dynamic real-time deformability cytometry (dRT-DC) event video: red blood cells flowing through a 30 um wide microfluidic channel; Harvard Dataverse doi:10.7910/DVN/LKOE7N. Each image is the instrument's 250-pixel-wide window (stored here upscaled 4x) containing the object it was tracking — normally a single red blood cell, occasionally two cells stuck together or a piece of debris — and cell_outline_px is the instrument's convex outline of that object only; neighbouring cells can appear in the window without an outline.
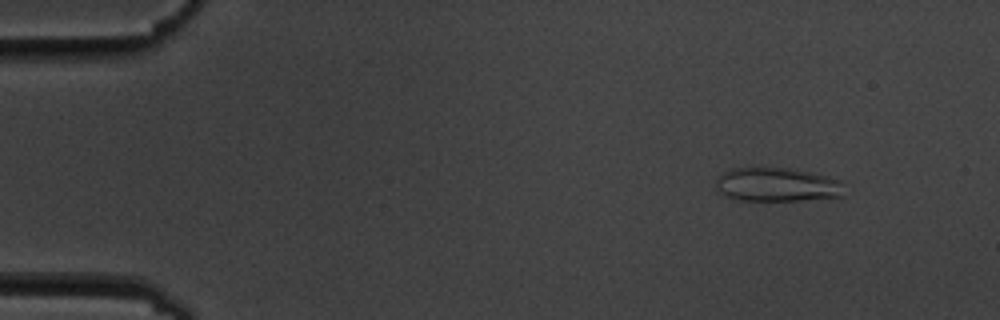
{"species": "common noctule bat (a hibernating species)", "species_latin": "Nyctalus noctula", "temperature_condition": "cold", "stored_images_in_passage": 5, "camera_frame_rate_fps": 3000, "um_per_image_px": 0.085, "animal": {"sex": "male", "body_mass_g": 19.5, "forearm_length_mm": 54.6}, "frame": {"image": 1, "passage_image": 2, "time_ms": 1.0, "image_size_px": [1000, 320], "cell_outline_px": [[844, 196], [800, 200], [740, 200], [728, 196], [720, 192], [716, 184], [716, 180], [724, 172], [732, 168], [788, 168], [808, 172], [840, 180]], "centroid_in_image_um": [66.04, 15.7], "position_along_channel_um": 19.0, "area_um2": 24.8}}
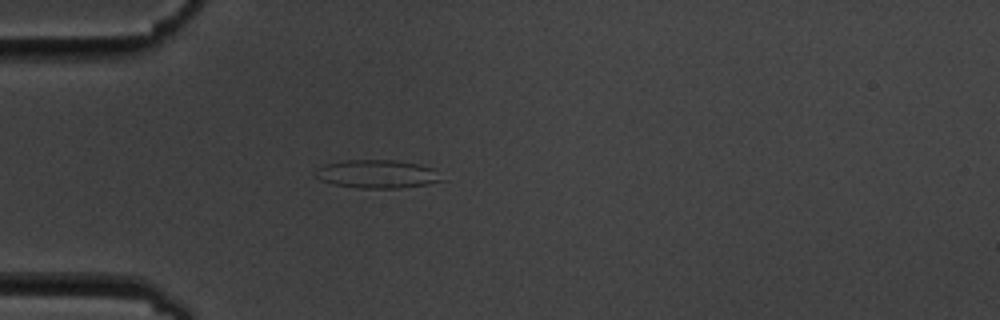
{"frame": {"image": 2, "passage_image": 4, "time_ms": 4.333, "image_size_px": [1000, 320], "cell_outline_px": [[444, 180], [428, 184], [400, 188], [360, 188], [332, 184], [320, 180], [312, 176], [324, 164], [344, 160], [396, 160], [420, 164], [432, 168]], "centroid_in_image_um": [32.04, 14.79], "position_along_channel_um": 53.0, "area_um2": 20.87}}